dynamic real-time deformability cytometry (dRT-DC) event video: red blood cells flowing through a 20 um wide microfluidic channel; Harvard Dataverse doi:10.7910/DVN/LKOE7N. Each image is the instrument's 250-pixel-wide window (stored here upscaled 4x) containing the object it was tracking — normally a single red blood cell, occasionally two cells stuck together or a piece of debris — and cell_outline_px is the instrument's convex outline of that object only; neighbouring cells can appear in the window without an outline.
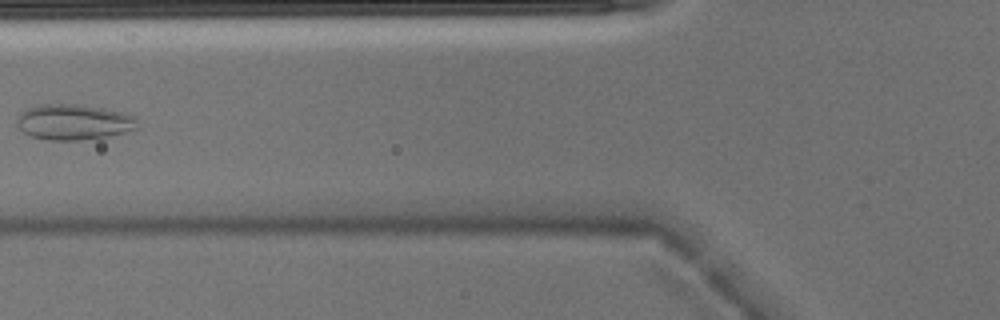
{"species": "Egyptian fruit bat (a non-hibernating species)", "species_latin": "Rousettus aegyptiacus", "temperature_condition": "warm", "stored_images_in_passage": 4, "camera_frame_rate_fps": 3000, "um_per_image_px": 0.085, "animal": {"sex": "male"}, "frame": {"image": 1, "passage_image": 4, "time_ms": 1.0, "image_size_px": [1000, 320], "cell_outline_px": [[140, 128], [108, 136], [80, 140], [48, 140], [32, 136], [24, 132], [16, 124], [16, 120], [28, 108], [36, 104], [76, 104], [104, 108], [124, 112], [136, 116]], "centroid_in_image_um": [6.32, 10.37], "position_along_channel_um": 119.5, "area_um2": 25.09}}